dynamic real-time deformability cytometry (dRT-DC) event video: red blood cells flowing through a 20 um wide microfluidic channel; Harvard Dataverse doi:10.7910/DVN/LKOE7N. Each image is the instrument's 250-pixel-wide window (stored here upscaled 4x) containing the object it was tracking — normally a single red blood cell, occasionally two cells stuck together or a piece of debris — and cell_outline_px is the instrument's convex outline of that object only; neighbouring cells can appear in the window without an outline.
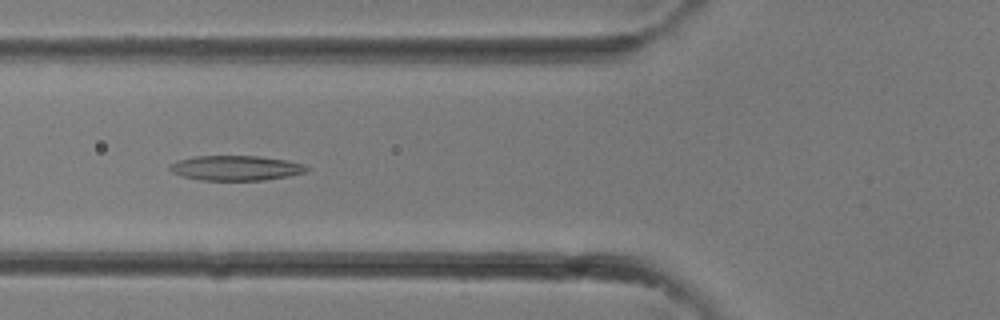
{"species": "common noctule bat (a hibernating species)", "species_latin": "Nyctalus noctula", "temperature_condition": "room temperature", "stored_images_in_passage": 23, "camera_frame_rate_fps": 3000, "um_per_image_px": 0.085, "animal": {"sex": "female"}, "frame": {"image": 1, "passage_image": 3, "time_ms": 0.667, "image_size_px": [1000, 320], "cell_outline_px": [[308, 168], [304, 172], [288, 176], [264, 180], [200, 180], [184, 176], [172, 172], [168, 168], [168, 164], [176, 160], [192, 156], [260, 156], [288, 160], [304, 164]], "centroid_in_image_um": [20.0, 14.27], "position_along_channel_um": 105.8, "area_um2": 19.94}}
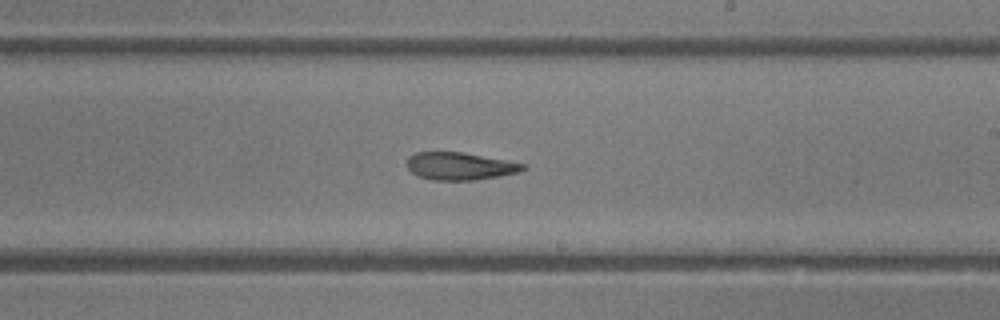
{"frame": {"image": 2, "passage_image": 10, "time_ms": 3.0, "image_size_px": [1000, 320], "cell_outline_px": [[528, 168], [520, 172], [476, 180], [432, 180], [420, 176], [412, 172], [404, 164], [408, 156], [416, 152], [460, 152], [504, 160], [524, 164]], "centroid_in_image_um": [39.05, 14.12], "position_along_channel_um": 250.0, "area_um2": 18.55}}
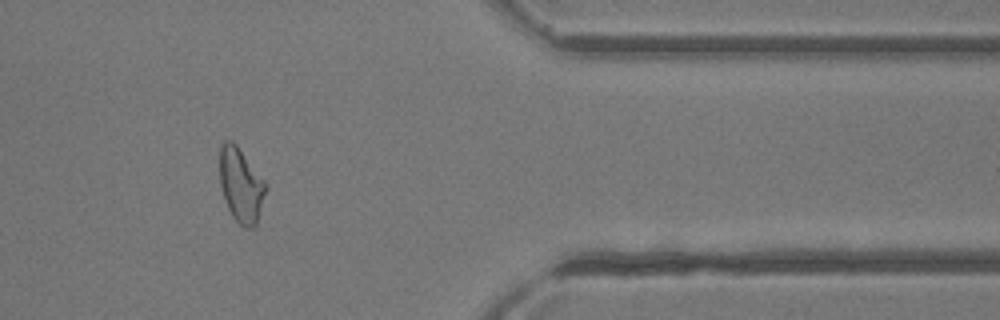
{"frame": {"image": 3, "passage_image": 18, "time_ms": 5.667, "image_size_px": [1000, 320], "cell_outline_px": [[268, 188], [256, 224], [252, 228], [244, 228], [232, 216], [228, 208], [220, 184], [220, 144], [224, 140], [232, 140], [236, 144], [268, 184]], "centroid_in_image_um": [20.5, 15.72], "position_along_channel_um": 390.9, "area_um2": 20.06}}